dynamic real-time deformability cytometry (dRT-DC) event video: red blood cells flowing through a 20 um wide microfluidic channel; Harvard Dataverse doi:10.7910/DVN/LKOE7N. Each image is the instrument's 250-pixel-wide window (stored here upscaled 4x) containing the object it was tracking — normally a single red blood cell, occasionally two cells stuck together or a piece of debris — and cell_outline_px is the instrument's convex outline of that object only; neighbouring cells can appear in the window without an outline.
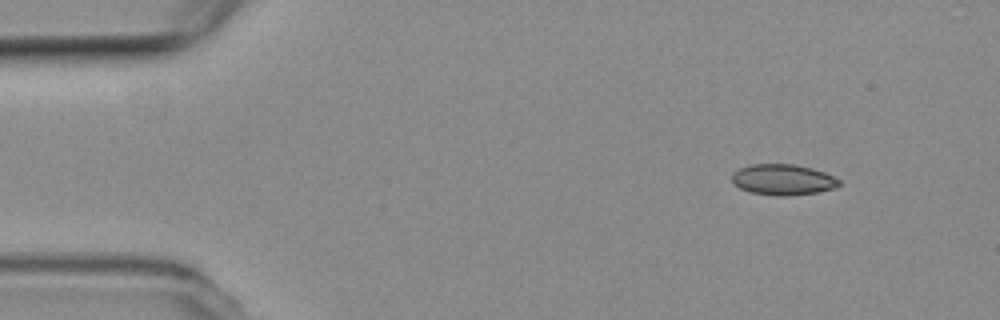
{"species": "common noctule bat (a hibernating species)", "species_latin": "Nyctalus noctula", "temperature_condition": "room temperature", "stored_images_in_passage": 49, "camera_frame_rate_fps": 3000, "um_per_image_px": 0.085, "animal": {"sex": "female", "body_mass_g": 19.3, "forearm_length_mm": 54.1}, "frame": {"image": 1, "passage_image": 1, "time_ms": 0.0, "image_size_px": [1000, 320], "cell_outline_px": [[840, 184], [836, 188], [816, 192], [788, 196], [776, 196], [752, 192], [740, 188], [732, 180], [732, 172], [740, 168], [752, 164], [792, 164], [812, 168], [824, 172], [840, 180]], "centroid_in_image_um": [66.56, 15.27], "position_along_channel_um": 18.4, "area_um2": 19.13}}
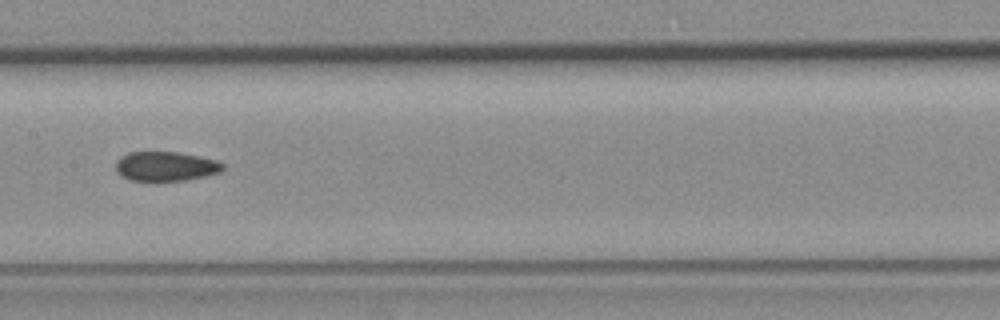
{"frame": {"image": 2, "passage_image": 22, "time_ms": 7.0, "image_size_px": [1000, 320], "cell_outline_px": [[224, 168], [220, 172], [188, 180], [156, 184], [152, 184], [128, 180], [120, 176], [116, 172], [116, 160], [120, 156], [128, 152], [176, 152], [216, 160], [224, 164]], "centroid_in_image_um": [14.0, 14.2], "position_along_channel_um": 193.4, "area_um2": 19.25}}
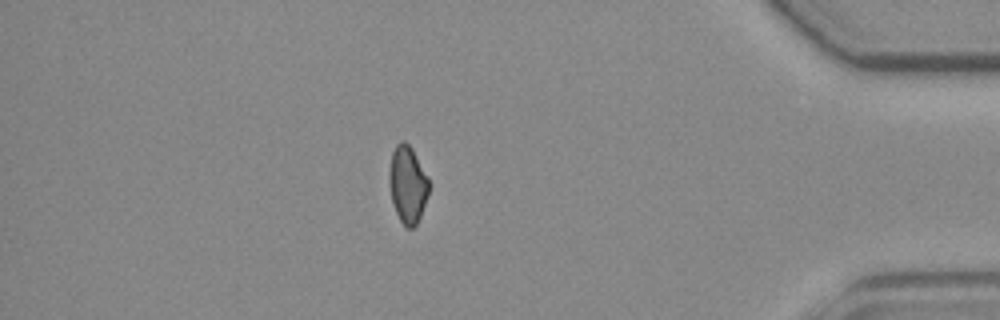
{"frame": {"image": 3, "passage_image": 42, "time_ms": 13.667, "image_size_px": [1000, 320], "cell_outline_px": [[428, 196], [420, 216], [416, 224], [412, 228], [408, 228], [400, 220], [396, 212], [392, 200], [388, 180], [388, 172], [392, 152], [396, 144], [400, 140], [404, 140], [412, 148], [428, 176]], "centroid_in_image_um": [34.63, 15.63], "position_along_channel_um": 400.6, "area_um2": 17.86}, "authors_computed_cell_mechanics": {"area_um2": 18.9006, "velocity_mm_per_s": 3.7714, "shape_relaxation_time_tau1_ms": null, "shape_relaxation_time_tau2_ms": 4.9869, "deformation_change_tau1": null, "deformation_change_tau2": 0.0874}}